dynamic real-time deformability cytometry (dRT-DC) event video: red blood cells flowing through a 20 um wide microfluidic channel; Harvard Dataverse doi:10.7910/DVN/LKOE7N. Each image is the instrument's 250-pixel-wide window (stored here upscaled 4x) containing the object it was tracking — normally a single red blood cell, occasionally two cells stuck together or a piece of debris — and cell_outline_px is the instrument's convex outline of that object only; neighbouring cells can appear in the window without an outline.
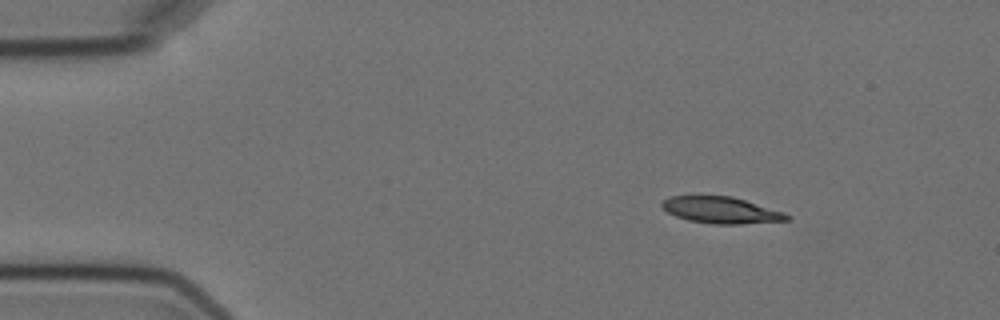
{"species": "Egyptian fruit bat (a non-hibernating species)", "species_latin": "Rousettus aegyptiacus", "temperature_condition": "cold", "stored_images_in_passage": 3, "camera_frame_rate_fps": 3000, "um_per_image_px": 0.085, "animal": {"sex": "female"}, "frame": {"image": 1, "passage_image": 1, "time_ms": 0.0, "image_size_px": [1000, 320], "cell_outline_px": [[792, 220], [740, 224], [712, 224], [688, 220], [676, 216], [668, 212], [660, 204], [668, 196], [732, 196], [784, 212], [792, 216]], "centroid_in_image_um": [61.33, 17.87], "position_along_channel_um": 23.7, "area_um2": 19.31}}